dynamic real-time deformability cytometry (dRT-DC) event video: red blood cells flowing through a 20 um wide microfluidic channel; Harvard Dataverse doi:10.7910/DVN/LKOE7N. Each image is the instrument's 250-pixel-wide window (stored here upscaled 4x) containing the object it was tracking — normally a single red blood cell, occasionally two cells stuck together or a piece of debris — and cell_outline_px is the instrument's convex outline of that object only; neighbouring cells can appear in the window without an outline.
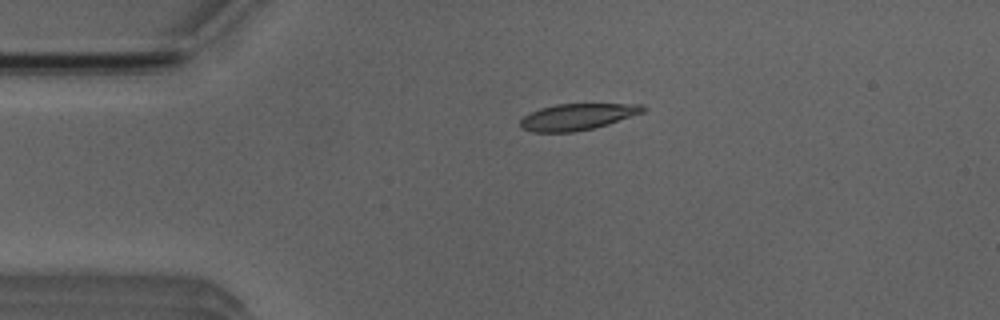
{"species": "Egyptian fruit bat (a non-hibernating species)", "species_latin": "Rousettus aegyptiacus", "temperature_condition": "room temperature", "stored_images_in_passage": 4, "camera_frame_rate_fps": 3000, "um_per_image_px": 0.085, "animal": {"sex": "male"}, "frame": {"image": 1, "passage_image": 3, "time_ms": 2.333, "image_size_px": [1000, 320], "cell_outline_px": [[648, 108], [644, 112], [608, 124], [576, 132], [532, 132], [520, 128], [520, 120], [528, 112], [540, 108], [556, 104], [644, 104]], "centroid_in_image_um": [49.06, 9.92], "position_along_channel_um": 35.9, "area_um2": 19.02}}